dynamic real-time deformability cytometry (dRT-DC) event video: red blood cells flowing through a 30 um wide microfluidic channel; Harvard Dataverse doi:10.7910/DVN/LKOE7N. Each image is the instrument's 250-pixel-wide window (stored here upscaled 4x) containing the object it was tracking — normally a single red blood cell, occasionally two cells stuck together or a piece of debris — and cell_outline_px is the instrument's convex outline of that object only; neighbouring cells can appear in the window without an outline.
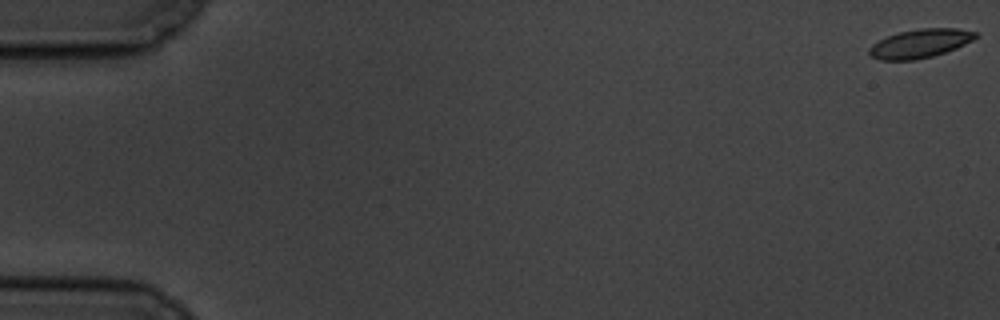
{"species": "common noctule bat (a hibernating species)", "species_latin": "Nyctalus noctula", "temperature_condition": "cold", "stored_images_in_passage": 9, "camera_frame_rate_fps": 3000, "um_per_image_px": 0.085, "animal": {"sex": "male", "body_mass_g": 19.5, "forearm_length_mm": 54.6}, "frame": {"image": 1, "passage_image": 1, "time_ms": 0.0, "image_size_px": [1000, 320], "cell_outline_px": [[980, 36], [956, 48], [932, 56], [916, 60], [880, 60], [872, 56], [868, 52], [868, 48], [872, 44], [888, 36], [900, 32], [920, 28], [956, 28], [976, 32]], "centroid_in_image_um": [78.21, 3.69], "position_along_channel_um": 6.8, "area_um2": 17.69}}